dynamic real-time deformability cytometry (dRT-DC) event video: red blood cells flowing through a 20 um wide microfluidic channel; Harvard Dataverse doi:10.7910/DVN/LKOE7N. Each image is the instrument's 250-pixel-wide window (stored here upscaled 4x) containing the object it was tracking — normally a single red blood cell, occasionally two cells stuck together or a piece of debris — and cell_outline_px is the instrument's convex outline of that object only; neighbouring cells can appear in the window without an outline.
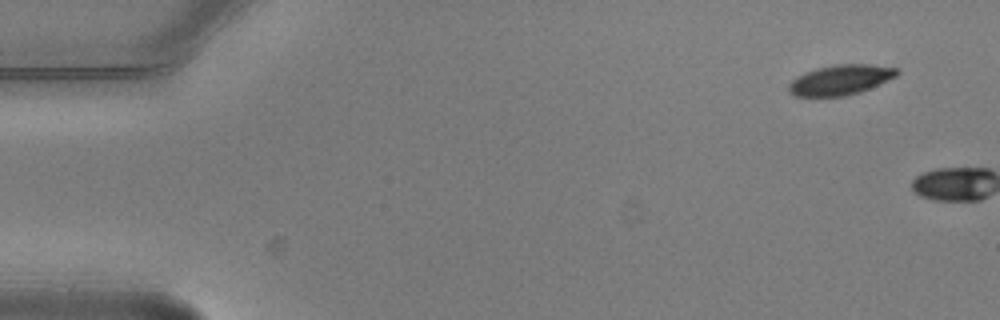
{"species": "common noctule bat (a hibernating species)", "species_latin": "Nyctalus noctula", "temperature_condition": "warm", "stored_images_in_passage": 2, "camera_frame_rate_fps": 3000, "um_per_image_px": 0.085, "animal": {"sex": "male", "body_mass_g": 20.5, "forearm_length_mm": 52.5}, "frame": {"image": 1, "passage_image": 1, "time_ms": 0.0, "image_size_px": [1000, 320], "cell_outline_px": [[900, 72], [896, 76], [860, 92], [844, 96], [792, 96], [788, 92], [788, 84], [796, 76], [804, 72], [816, 68], [836, 64], [868, 64], [896, 68]], "centroid_in_image_um": [71.38, 6.79], "position_along_channel_um": 13.6, "area_um2": 18.96}}